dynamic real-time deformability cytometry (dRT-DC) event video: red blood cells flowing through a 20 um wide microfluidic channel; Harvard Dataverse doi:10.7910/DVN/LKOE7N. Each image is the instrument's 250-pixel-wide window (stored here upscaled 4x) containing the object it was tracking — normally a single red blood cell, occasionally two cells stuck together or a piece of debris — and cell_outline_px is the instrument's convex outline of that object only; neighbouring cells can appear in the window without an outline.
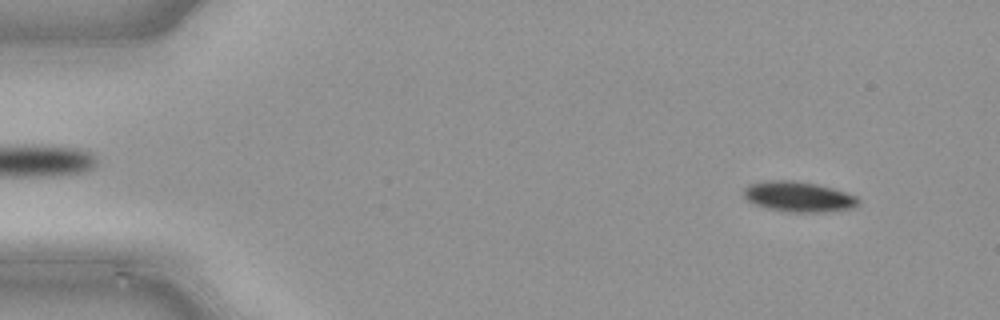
{"species": "common noctule bat (a hibernating species)", "species_latin": "Nyctalus noctula", "temperature_condition": "cold", "stored_images_in_passage": 48, "camera_frame_rate_fps": 3000, "um_per_image_px": 0.085, "animal": {"sex": "male", "body_mass_g": 21.5, "forearm_length_mm": 52.0}, "frame": {"image": 1, "passage_image": 4, "time_ms": 1.0, "image_size_px": [1000, 320], "cell_outline_px": [[860, 204], [856, 208], [828, 212], [788, 212], [768, 208], [756, 204], [748, 200], [744, 196], [744, 188], [748, 184], [768, 180], [792, 180], [816, 184], [832, 188], [856, 196], [860, 200]], "centroid_in_image_um": [67.92, 16.72], "position_along_channel_um": 17.1, "area_um2": 20.35}}
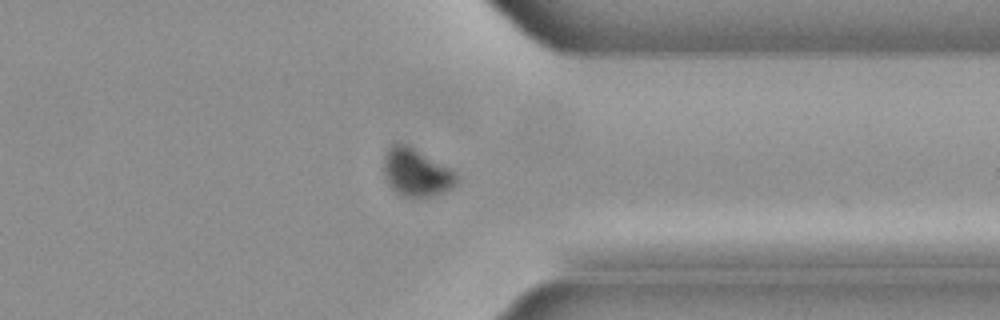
{"frame": {"image": 2, "passage_image": 37, "time_ms": 12.0, "image_size_px": [1000, 320], "cell_outline_px": [[460, 180], [452, 188], [436, 196], [400, 196], [388, 184], [384, 176], [384, 156], [388, 148], [392, 144], [404, 144], [412, 148], [456, 172], [460, 176]], "centroid_in_image_um": [35.4, 14.7], "position_along_channel_um": 376.0, "area_um2": 20.06}}
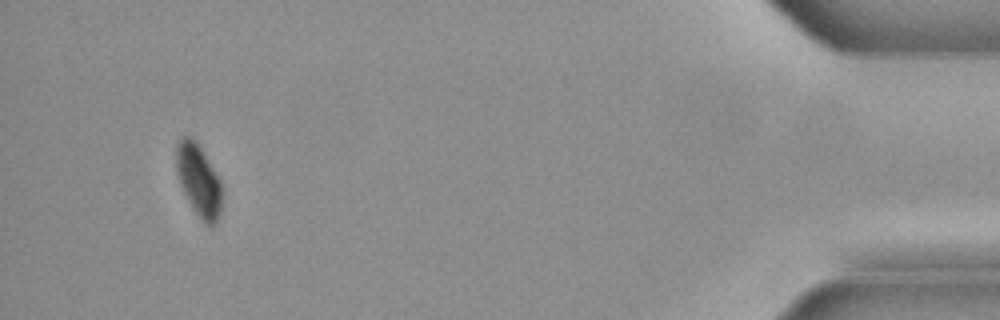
{"frame": {"image": 3, "passage_image": 45, "time_ms": 14.667, "image_size_px": [1000, 320], "cell_outline_px": [[224, 192], [220, 212], [216, 220], [212, 224], [204, 224], [200, 220], [188, 200], [184, 192], [176, 168], [176, 148], [180, 140], [184, 136], [188, 136], [200, 148], [220, 180]], "centroid_in_image_um": [16.91, 15.38], "position_along_channel_um": 418.3, "area_um2": 18.67}}